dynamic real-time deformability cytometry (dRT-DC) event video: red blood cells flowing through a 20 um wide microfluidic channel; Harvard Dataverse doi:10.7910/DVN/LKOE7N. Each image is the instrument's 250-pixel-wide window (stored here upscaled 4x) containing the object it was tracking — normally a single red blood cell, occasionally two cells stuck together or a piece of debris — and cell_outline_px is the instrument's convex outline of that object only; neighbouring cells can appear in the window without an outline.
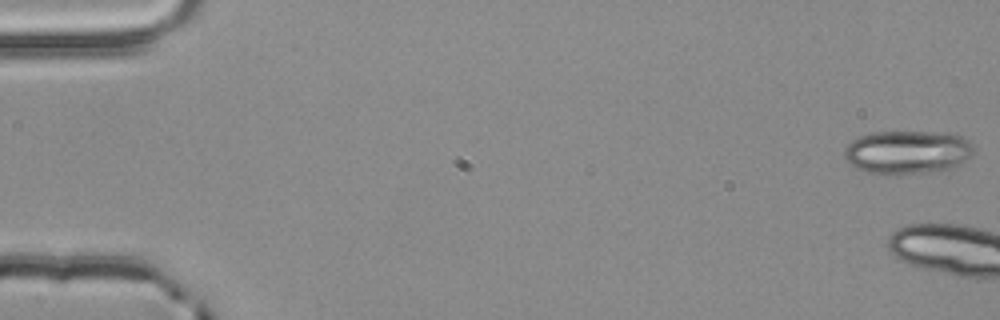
{"species": "common noctule bat (a hibernating species)", "species_latin": "Nyctalus noctula", "temperature_condition": "room temperature", "stored_images_in_passage": 5, "camera_frame_rate_fps": 3000, "um_per_image_px": 0.085, "animal": {"sex": "male", "body_mass_g": 20.4}, "frame": {"image": 1, "passage_image": 1, "time_ms": 0.0, "image_size_px": [1000, 320], "cell_outline_px": [[976, 148], [960, 164], [940, 172], [864, 172], [856, 168], [844, 156], [844, 148], [852, 140], [860, 136], [872, 132], [928, 132], [964, 136]], "centroid_in_image_um": [77.14, 12.91], "position_along_channel_um": 7.9, "area_um2": 32.14}}